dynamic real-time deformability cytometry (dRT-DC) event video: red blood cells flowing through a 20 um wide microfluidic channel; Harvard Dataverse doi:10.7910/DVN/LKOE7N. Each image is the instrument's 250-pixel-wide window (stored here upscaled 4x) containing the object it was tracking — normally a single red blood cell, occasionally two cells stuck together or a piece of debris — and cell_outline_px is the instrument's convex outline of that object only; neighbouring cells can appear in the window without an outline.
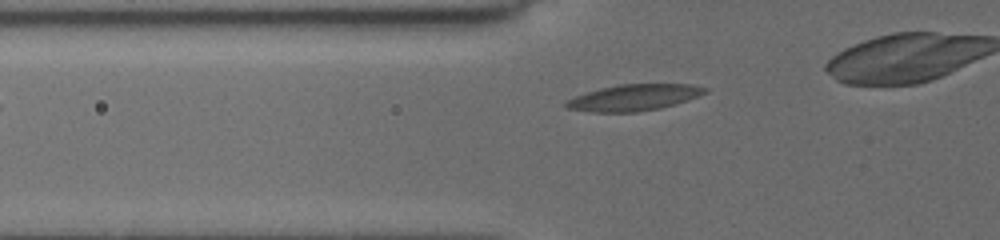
{"species": "common noctule bat (a hibernating species)", "species_latin": "Nyctalus noctula", "temperature_condition": "cold", "stored_images_in_passage": 3, "camera_frame_rate_fps": 3000, "um_per_image_px": 0.085, "animal": {"sex": "female", "body_mass_g": 19.5, "forearm_length_mm": 54.1}, "frame": {"image": 1, "passage_image": 3, "time_ms": 2.667, "image_size_px": [1000, 240], "cell_outline_px": [[708, 92], [688, 100], [660, 108], [636, 112], [592, 112], [568, 108], [564, 104], [564, 100], [600, 88], [616, 84], [692, 84], [708, 88]], "centroid_in_image_um": [53.89, 8.28], "position_along_channel_um": 71.9, "area_um2": 21.27}}